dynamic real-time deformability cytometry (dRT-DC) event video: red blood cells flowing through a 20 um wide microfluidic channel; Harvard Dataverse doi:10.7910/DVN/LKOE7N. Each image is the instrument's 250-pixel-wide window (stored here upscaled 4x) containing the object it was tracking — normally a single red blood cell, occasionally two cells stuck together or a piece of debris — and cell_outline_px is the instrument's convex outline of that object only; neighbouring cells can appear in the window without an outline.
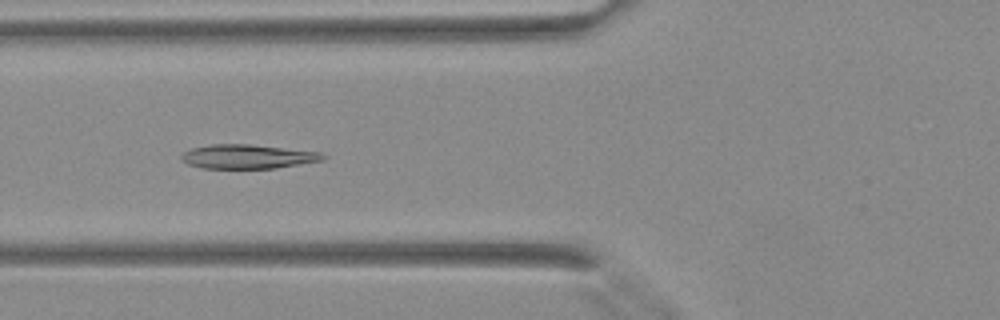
{"species": "Egyptian fruit bat (a non-hibernating species)", "species_latin": "Rousettus aegyptiacus", "temperature_condition": "warm", "stored_images_in_passage": 33, "camera_frame_rate_fps": 3000, "um_per_image_px": 0.085, "animal": {"sex": "female"}, "frame": {"image": 1, "passage_image": 16, "time_ms": 5.0, "image_size_px": [1000, 320], "cell_outline_px": [[324, 160], [276, 168], [200, 168], [188, 164], [180, 156], [184, 152], [192, 148], [212, 144], [248, 144], [320, 152], [324, 156]], "centroid_in_image_um": [21.03, 13.31], "position_along_channel_um": 104.8, "area_um2": 19.65}}
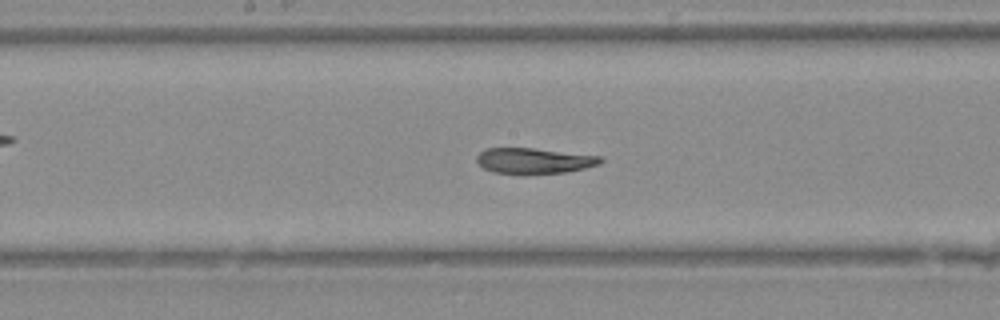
{"frame": {"image": 2, "passage_image": 22, "time_ms": 7.0, "image_size_px": [1000, 320], "cell_outline_px": [[604, 160], [600, 164], [584, 168], [564, 172], [524, 176], [520, 176], [492, 172], [484, 168], [476, 160], [476, 156], [480, 152], [488, 148], [532, 148], [604, 156]], "centroid_in_image_um": [45.4, 13.69], "position_along_channel_um": 202.8, "area_um2": 19.07}}
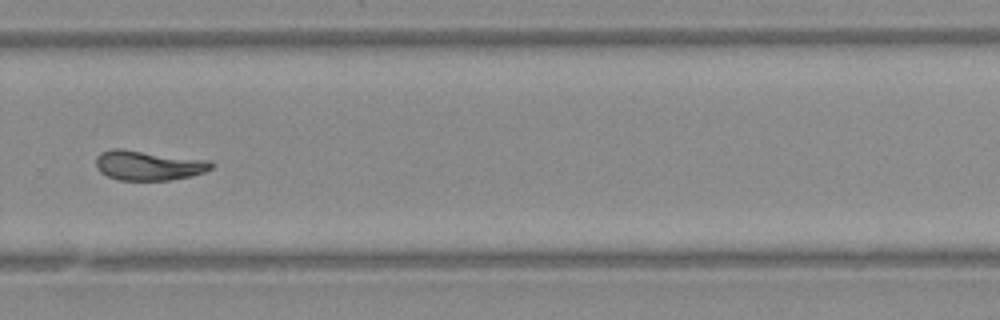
{"frame": {"image": 3, "passage_image": 29, "time_ms": 9.333, "image_size_px": [1000, 320], "cell_outline_px": [[216, 164], [212, 168], [204, 172], [188, 176], [168, 180], [120, 180], [108, 176], [100, 172], [96, 168], [96, 156], [100, 152], [112, 148], [120, 148], [208, 160]], "centroid_in_image_um": [12.58, 14.04], "position_along_channel_um": 317.2, "area_um2": 20.0}}